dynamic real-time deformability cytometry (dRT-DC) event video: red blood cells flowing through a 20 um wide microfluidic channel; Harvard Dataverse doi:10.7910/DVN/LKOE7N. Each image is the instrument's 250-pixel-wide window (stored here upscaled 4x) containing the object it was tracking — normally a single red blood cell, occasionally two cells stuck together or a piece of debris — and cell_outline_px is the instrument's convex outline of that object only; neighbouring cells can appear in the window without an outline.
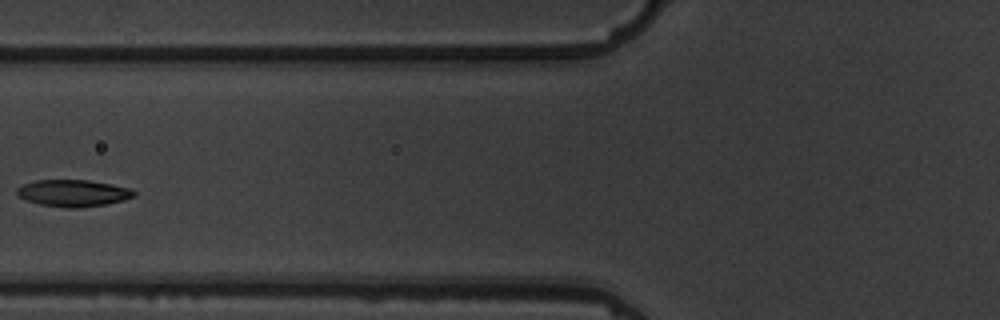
{"species": "common noctule bat (a hibernating species)", "species_latin": "Nyctalus noctula", "temperature_condition": "warm", "stored_images_in_passage": 5, "camera_frame_rate_fps": 3000, "um_per_image_px": 0.085, "animal": {"sex": "male", "body_mass_g": 19.5, "forearm_length_mm": 54.6}, "frame": {"image": 1, "passage_image": 5, "time_ms": 4.667, "image_size_px": [1000, 320], "cell_outline_px": [[136, 196], [124, 200], [104, 204], [76, 208], [64, 208], [40, 204], [28, 200], [20, 196], [16, 192], [16, 188], [24, 184], [36, 180], [88, 180], [128, 188], [136, 192]], "centroid_in_image_um": [6.21, 16.41], "position_along_channel_um": 119.6, "area_um2": 18.03}}